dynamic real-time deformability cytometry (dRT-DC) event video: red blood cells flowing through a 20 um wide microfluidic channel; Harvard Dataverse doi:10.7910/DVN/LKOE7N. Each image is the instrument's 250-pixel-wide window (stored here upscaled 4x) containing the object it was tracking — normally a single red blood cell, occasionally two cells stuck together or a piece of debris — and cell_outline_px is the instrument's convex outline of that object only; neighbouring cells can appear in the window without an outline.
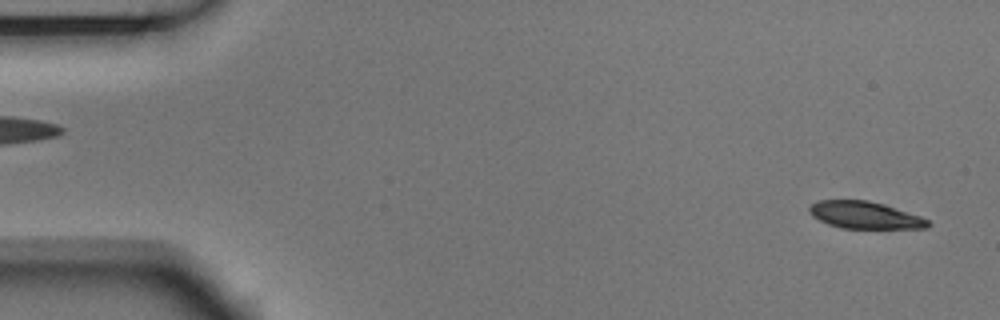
{"species": "Egyptian fruit bat (a non-hibernating species)", "species_latin": "Rousettus aegyptiacus", "temperature_condition": "room temperature", "stored_images_in_passage": 5, "segment_of_instrument_passage": [2, 2], "camera_frame_rate_fps": 3000, "um_per_image_px": 0.085, "animal": {"sex": "male"}, "frame": {"image": 1, "passage_image": 5, "time_ms": 1.333, "image_size_px": [1000, 320], "cell_outline_px": [[932, 224], [928, 228], [840, 228], [828, 224], [812, 216], [808, 212], [808, 208], [812, 204], [820, 200], [868, 200], [884, 204], [920, 216], [928, 220]], "centroid_in_image_um": [73.51, 18.28], "position_along_channel_um": 11.5, "area_um2": 18.73}}